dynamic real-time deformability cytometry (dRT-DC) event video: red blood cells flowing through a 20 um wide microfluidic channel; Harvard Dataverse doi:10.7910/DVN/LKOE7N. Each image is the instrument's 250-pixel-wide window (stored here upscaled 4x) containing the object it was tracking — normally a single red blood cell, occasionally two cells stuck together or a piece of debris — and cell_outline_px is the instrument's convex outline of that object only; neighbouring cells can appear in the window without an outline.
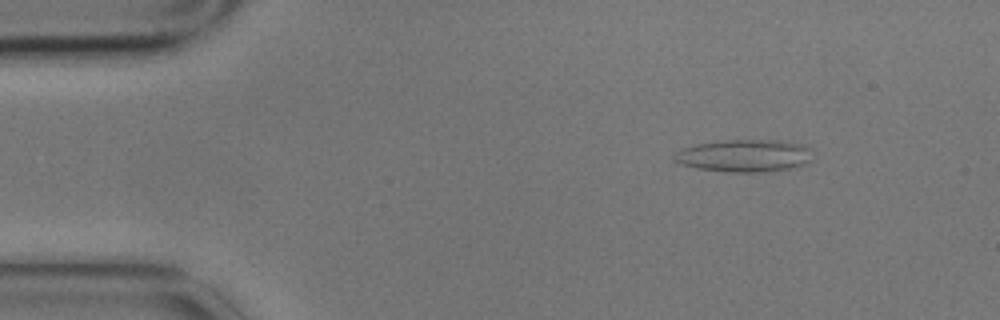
{"species": "common noctule bat (a hibernating species)", "species_latin": "Nyctalus noctula", "temperature_condition": "cold", "stored_images_in_passage": 8, "camera_frame_rate_fps": 3000, "um_per_image_px": 0.085, "animal": {"sex": "male", "body_mass_g": 17.9}, "frame": {"image": 1, "passage_image": 2, "time_ms": 0.333, "image_size_px": [1000, 320], "cell_outline_px": [[812, 160], [796, 168], [768, 172], [724, 172], [696, 168], [676, 164], [672, 160], [672, 156], [680, 148], [696, 144], [720, 140], [780, 140], [804, 144], [812, 148]], "centroid_in_image_um": [63.27, 13.24], "position_along_channel_um": 21.7, "area_um2": 27.05}}